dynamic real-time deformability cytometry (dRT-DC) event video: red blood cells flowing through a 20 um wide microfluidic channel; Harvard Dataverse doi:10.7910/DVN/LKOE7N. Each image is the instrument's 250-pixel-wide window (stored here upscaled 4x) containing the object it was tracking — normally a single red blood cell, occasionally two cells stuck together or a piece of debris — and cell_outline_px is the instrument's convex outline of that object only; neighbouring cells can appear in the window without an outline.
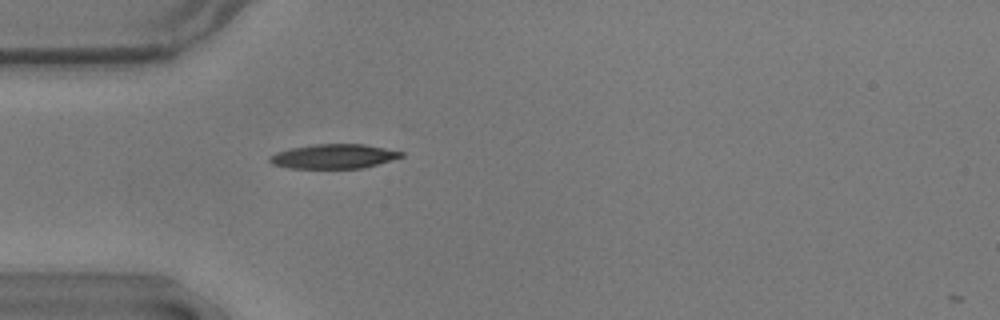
{"species": "common noctule bat (a hibernating species)", "species_latin": "Nyctalus noctula", "temperature_condition": "warm", "stored_images_in_passage": 40, "camera_frame_rate_fps": 3000, "um_per_image_px": 0.085, "animal": {"sex": "male", "body_mass_g": 17.9}, "frame": {"image": 1, "passage_image": 1, "time_ms": 0.0, "image_size_px": [1000, 320], "cell_outline_px": [[404, 156], [364, 168], [288, 168], [272, 164], [268, 160], [268, 156], [276, 152], [292, 148], [316, 144], [364, 144], [404, 152]], "centroid_in_image_um": [28.35, 13.29], "position_along_channel_um": 56.7, "area_um2": 18.67}}
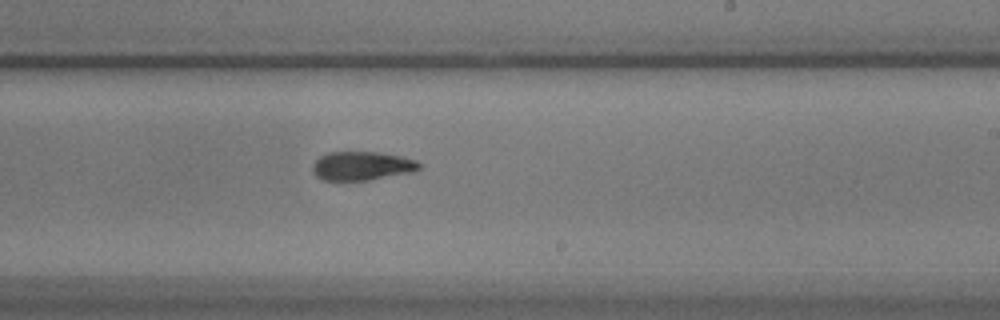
{"frame": {"image": 2, "passage_image": 18, "time_ms": 5.667, "image_size_px": [1000, 320], "cell_outline_px": [[420, 168], [412, 172], [368, 180], [324, 180], [316, 176], [312, 172], [312, 164], [320, 156], [328, 152], [380, 152], [400, 156], [416, 160], [420, 164]], "centroid_in_image_um": [30.74, 14.09], "position_along_channel_um": 258.3, "area_um2": 17.86}}
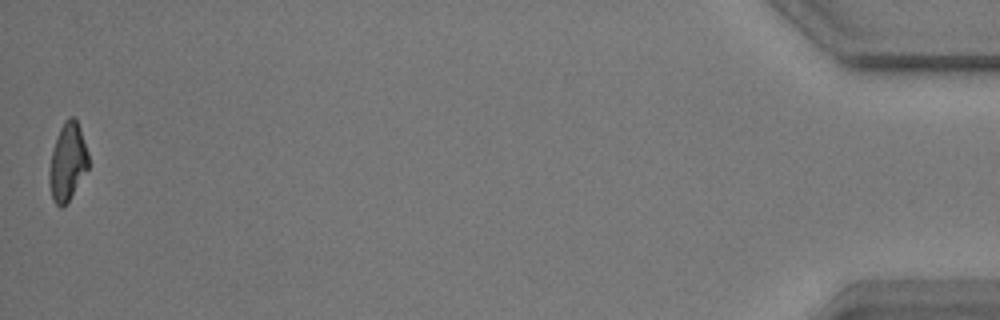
{"frame": {"image": 3, "passage_image": 40, "time_ms": 13.0, "image_size_px": [1000, 320], "cell_outline_px": [[88, 168], [68, 200], [60, 208], [52, 200], [48, 180], [48, 172], [52, 152], [56, 136], [64, 120], [68, 116], [76, 116], [88, 152]], "centroid_in_image_um": [5.72, 13.71], "position_along_channel_um": 429.5, "area_um2": 17.69}, "authors_computed_cell_mechanics": {"area_um2": 18.3515, "velocity_mm_per_s": 3.6273, "shape_relaxation_time_tau1_ms": 9.1379, "shape_relaxation_time_tau2_ms": 6.6073, "deformation_change_tau1": 0.2531, "deformation_change_tau2": 0.1471}}